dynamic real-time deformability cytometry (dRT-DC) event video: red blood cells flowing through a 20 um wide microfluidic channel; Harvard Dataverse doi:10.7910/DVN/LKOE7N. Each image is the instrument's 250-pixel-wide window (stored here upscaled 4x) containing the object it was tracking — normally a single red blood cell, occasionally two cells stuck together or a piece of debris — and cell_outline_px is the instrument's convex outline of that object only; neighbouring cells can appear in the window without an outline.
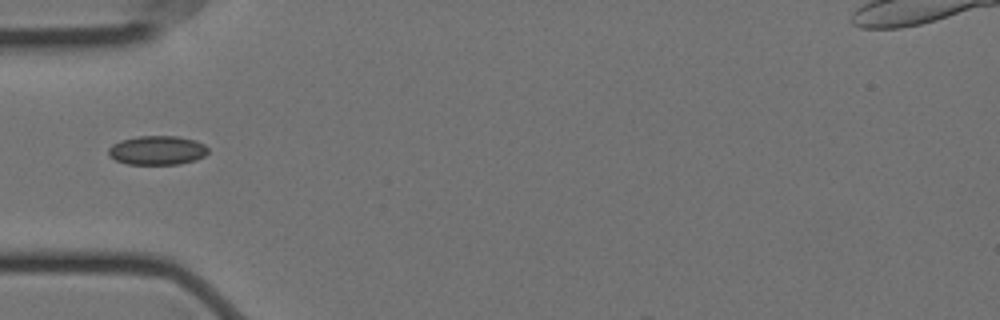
{"species": "Egyptian fruit bat (a non-hibernating species)", "species_latin": "Rousettus aegyptiacus", "temperature_condition": "cold", "stored_images_in_passage": 15, "camera_frame_rate_fps": 3000, "um_per_image_px": 0.085, "animal": {"sex": "female"}, "frame": {"image": 1, "passage_image": 5, "time_ms": 1.333, "image_size_px": [1000, 320], "cell_outline_px": [[208, 152], [204, 156], [196, 160], [180, 164], [128, 164], [116, 160], [108, 156], [108, 148], [112, 144], [120, 140], [140, 136], [176, 136], [196, 140], [204, 144], [208, 148]], "centroid_in_image_um": [13.36, 12.77], "position_along_channel_um": 71.6, "area_um2": 16.99}}
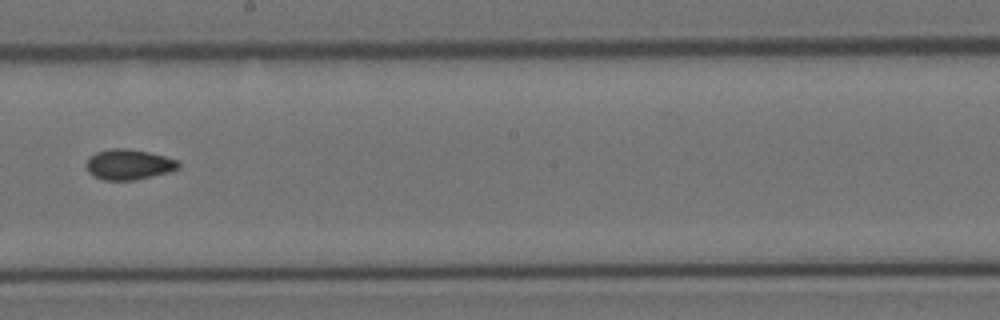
{"frame": {"image": 2, "passage_image": 9, "time_ms": 2.667, "image_size_px": [1000, 320], "cell_outline_px": [[180, 168], [168, 172], [132, 180], [104, 180], [92, 176], [88, 172], [88, 160], [96, 152], [112, 148], [128, 148], [148, 152], [164, 156], [176, 160], [180, 164]], "centroid_in_image_um": [10.95, 13.98], "position_along_channel_um": 237.3, "area_um2": 16.07}}
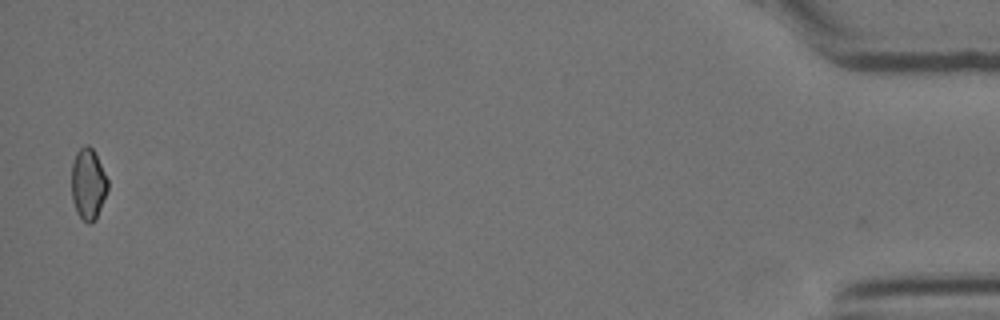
{"frame": {"image": 3, "passage_image": 15, "time_ms": 4.667, "image_size_px": [1000, 320], "cell_outline_px": [[108, 188], [96, 220], [92, 224], [88, 224], [76, 212], [72, 200], [72, 164], [76, 152], [84, 144], [88, 144], [92, 148], [108, 180]], "centroid_in_image_um": [7.48, 15.66], "position_along_channel_um": 427.7, "area_um2": 14.97}}